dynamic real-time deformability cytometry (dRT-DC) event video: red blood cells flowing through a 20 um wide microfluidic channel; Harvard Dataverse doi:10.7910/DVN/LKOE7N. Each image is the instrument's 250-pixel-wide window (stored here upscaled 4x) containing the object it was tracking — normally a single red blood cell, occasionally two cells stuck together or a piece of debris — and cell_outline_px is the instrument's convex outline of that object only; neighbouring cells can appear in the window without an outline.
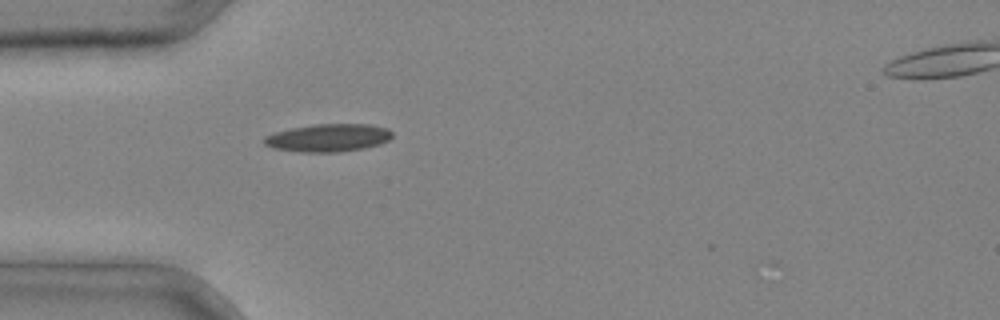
{"species": "common noctule bat (a hibernating species)", "species_latin": "Nyctalus noctula", "temperature_condition": "cold", "stored_images_in_passage": 2, "camera_frame_rate_fps": 3000, "um_per_image_px": 0.085, "animal": {"sex": "male", "body_mass_g": 20.4}, "frame": {"image": 1, "passage_image": 1, "time_ms": 0.0, "image_size_px": [1000, 320], "cell_outline_px": [[392, 136], [388, 140], [380, 144], [364, 148], [340, 152], [300, 152], [272, 148], [264, 144], [264, 136], [288, 128], [312, 124], [372, 124], [388, 128], [392, 132]], "centroid_in_image_um": [27.9, 11.7], "position_along_channel_um": 57.1, "area_um2": 20.98}}